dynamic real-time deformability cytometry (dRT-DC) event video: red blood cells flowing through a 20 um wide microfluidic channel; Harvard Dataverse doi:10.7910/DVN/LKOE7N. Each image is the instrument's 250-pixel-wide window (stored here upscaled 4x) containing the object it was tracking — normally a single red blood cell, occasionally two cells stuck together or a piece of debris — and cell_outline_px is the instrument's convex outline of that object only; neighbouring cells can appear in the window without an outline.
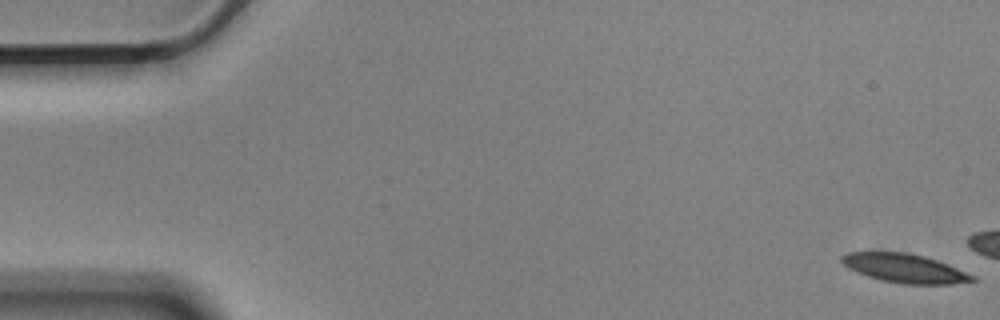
{"species": "Egyptian fruit bat (a non-hibernating species)", "species_latin": "Rousettus aegyptiacus", "temperature_condition": "cold", "stored_images_in_passage": 12, "camera_frame_rate_fps": 3000, "um_per_image_px": 0.085, "animal": {"sex": "male"}, "frame": {"image": 1, "passage_image": 1, "time_ms": 0.0, "image_size_px": [1000, 320], "cell_outline_px": [[976, 280], [952, 284], [900, 284], [880, 280], [856, 272], [848, 268], [840, 260], [840, 256], [848, 252], [908, 252], [924, 256], [948, 264], [976, 276]], "centroid_in_image_um": [76.89, 22.8], "position_along_channel_um": 8.1, "area_um2": 22.08}}